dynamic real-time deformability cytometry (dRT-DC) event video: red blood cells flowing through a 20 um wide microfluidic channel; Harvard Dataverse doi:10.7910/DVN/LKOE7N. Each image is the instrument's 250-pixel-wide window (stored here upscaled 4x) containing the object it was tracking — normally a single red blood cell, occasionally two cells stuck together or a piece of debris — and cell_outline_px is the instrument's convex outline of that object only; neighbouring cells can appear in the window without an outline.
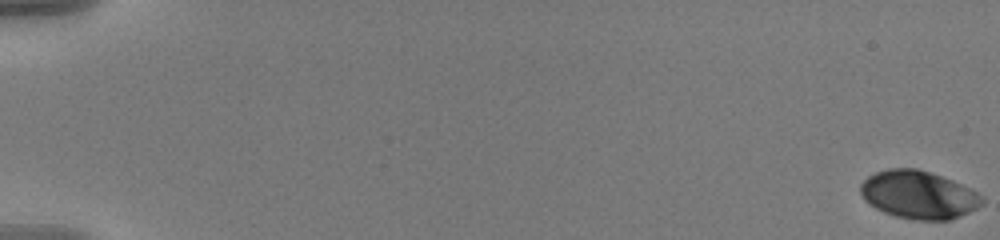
{"species": "human", "species_latin": "Homo sapiens", "temperature_condition": "warm", "stored_images_in_passage": 58, "camera_frame_rate_fps": 3000, "um_per_image_px": 0.085, "donor": {"sex": "male"}, "frame": {"image": 1, "passage_image": 1, "time_ms": 0.0, "image_size_px": [1000, 240], "cell_outline_px": [[984, 204], [960, 216], [948, 220], [912, 220], [896, 216], [884, 212], [868, 204], [864, 200], [860, 192], [860, 184], [868, 176], [876, 172], [888, 168], [916, 168], [932, 172], [972, 188], [984, 200]], "centroid_in_image_um": [78.07, 16.55], "position_along_channel_um": 6.9, "area_um2": 34.16}}
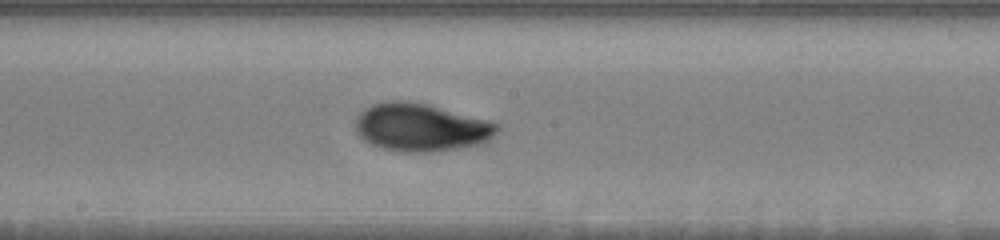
{"frame": {"image": 2, "passage_image": 34, "time_ms": 11.0, "image_size_px": [1000, 240], "cell_outline_px": [[500, 128], [488, 140], [480, 144], [456, 148], [428, 152], [396, 152], [380, 148], [364, 140], [356, 132], [356, 116], [364, 108], [372, 104], [392, 100], [408, 100], [428, 104], [488, 120], [500, 124]], "centroid_in_image_um": [35.75, 10.82], "position_along_channel_um": 212.4, "area_um2": 39.71}}
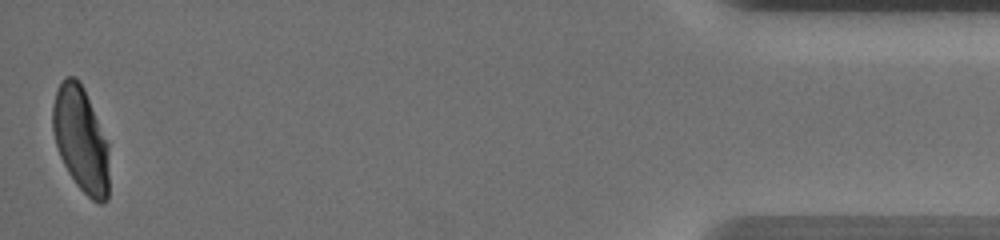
{"frame": {"image": 3, "passage_image": 58, "time_ms": 19.0, "image_size_px": [1000, 240], "cell_outline_px": [[108, 200], [104, 204], [100, 204], [92, 200], [76, 184], [68, 172], [60, 156], [56, 144], [52, 128], [52, 104], [56, 92], [60, 84], [68, 76], [76, 76], [80, 80], [84, 88], [108, 144]], "centroid_in_image_um": [6.87, 11.86], "position_along_channel_um": 428.3, "area_um2": 34.45}, "authors_computed_cell_mechanics": {"area_um2": 36.0094, "velocity_mm_per_s": 3.6295, "shape_relaxation_time_tau1_ms": 4.3987, "shape_relaxation_time_tau2_ms": 1.0854, "deformation_change_tau1": 0.1544, "deformation_change_tau2": 0.0447}}